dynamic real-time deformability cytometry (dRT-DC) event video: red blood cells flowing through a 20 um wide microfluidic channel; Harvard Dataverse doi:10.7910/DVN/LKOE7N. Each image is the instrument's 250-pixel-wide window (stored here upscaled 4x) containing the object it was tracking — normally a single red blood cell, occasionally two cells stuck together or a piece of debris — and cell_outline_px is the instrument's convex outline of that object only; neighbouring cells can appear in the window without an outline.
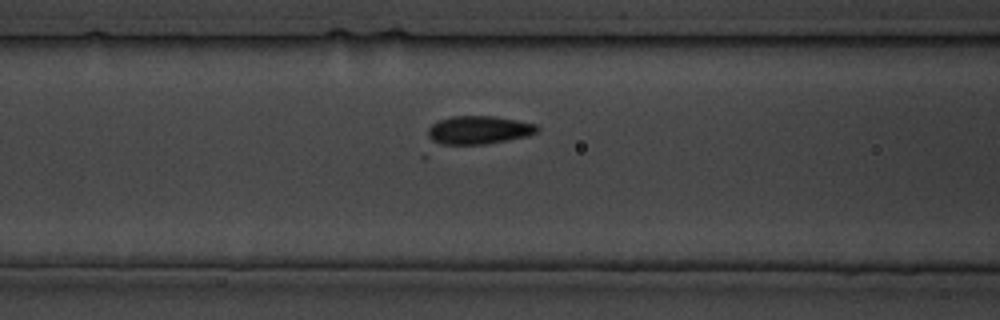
{"species": "common noctule bat (a hibernating species)", "species_latin": "Nyctalus noctula", "temperature_condition": "cold", "stored_images_in_passage": 27, "camera_frame_rate_fps": 3000, "um_per_image_px": 0.085, "animal": {"sex": "male", "body_mass_g": 19.5, "forearm_length_mm": 54.6}, "frame": {"image": 1, "passage_image": 12, "time_ms": 13.667, "image_size_px": [1000, 320], "cell_outline_px": [[540, 128], [536, 132], [528, 136], [424, 160], [420, 156], [428, 128], [432, 124], [440, 120], [452, 116], [496, 116], [536, 124]], "centroid_in_image_um": [40.1, 11.39], "position_along_channel_um": 126.5, "area_um2": 22.95}}
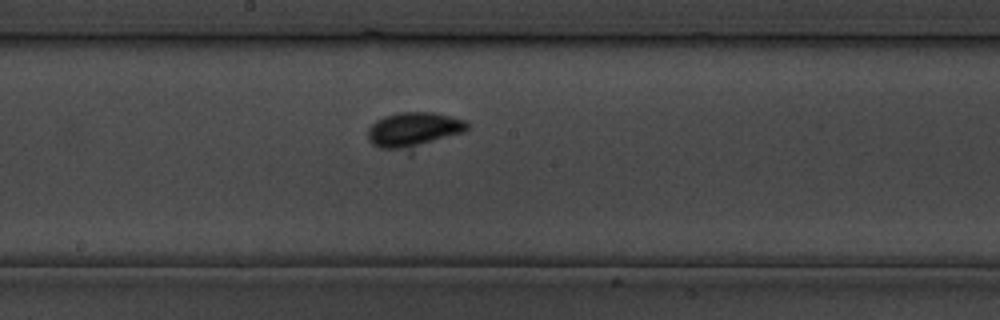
{"frame": {"image": 2, "passage_image": 17, "time_ms": 19.333, "image_size_px": [1000, 320], "cell_outline_px": [[468, 128], [464, 132], [412, 156], [408, 156], [380, 148], [372, 144], [368, 140], [368, 128], [376, 120], [384, 116], [400, 112], [432, 112], [464, 120], [468, 124]], "centroid_in_image_um": [35.18, 11.17], "position_along_channel_um": 213.0, "area_um2": 22.25}}
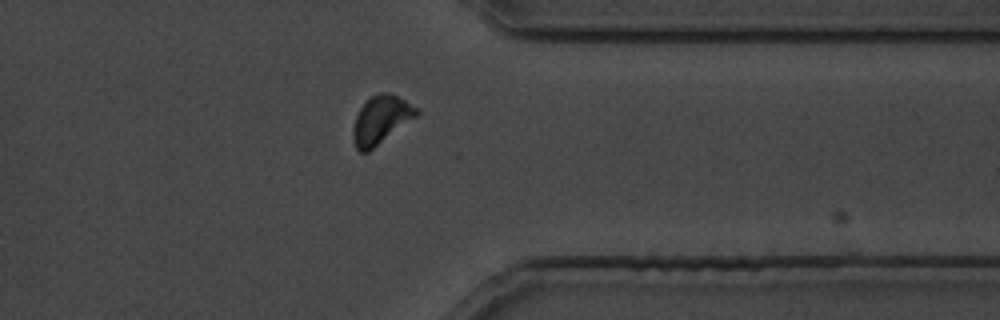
{"frame": {"image": 3, "passage_image": 26, "time_ms": 30.333, "image_size_px": [1000, 320], "cell_outline_px": [[420, 112], [416, 116], [368, 152], [360, 152], [356, 148], [352, 140], [352, 128], [356, 116], [360, 108], [372, 96], [380, 92], [388, 92], [404, 100], [416, 108]], "centroid_in_image_um": [32.33, 10.2], "position_along_channel_um": 379.1, "area_um2": 17.4}}